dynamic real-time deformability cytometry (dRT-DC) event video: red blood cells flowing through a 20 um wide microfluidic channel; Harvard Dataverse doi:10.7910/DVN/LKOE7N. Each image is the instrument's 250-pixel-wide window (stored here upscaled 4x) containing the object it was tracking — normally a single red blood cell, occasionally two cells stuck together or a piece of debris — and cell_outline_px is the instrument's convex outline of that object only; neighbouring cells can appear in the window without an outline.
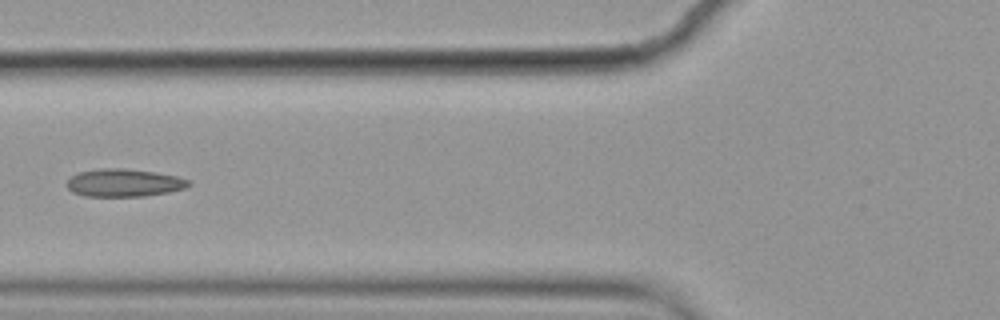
{"species": "common noctule bat (a hibernating species)", "species_latin": "Nyctalus noctula", "temperature_condition": "cold", "stored_images_in_passage": 10, "camera_frame_rate_fps": 3000, "um_per_image_px": 0.085, "animal": {"sex": "female", "body_mass_g": 19.9}, "frame": {"image": 1, "passage_image": 5, "time_ms": 1.333, "image_size_px": [1000, 320], "cell_outline_px": [[192, 184], [184, 188], [168, 192], [144, 196], [84, 196], [72, 192], [64, 184], [72, 176], [80, 172], [100, 168], [124, 168], [156, 172], [176, 176], [188, 180]], "centroid_in_image_um": [10.51, 15.53], "position_along_channel_um": 115.3, "area_um2": 19.71}}
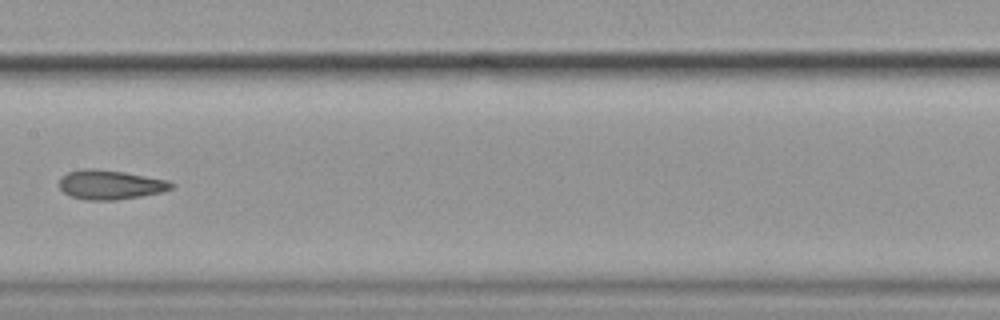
{"frame": {"image": 2, "passage_image": 7, "time_ms": 2.0, "image_size_px": [1000, 320], "cell_outline_px": [[176, 184], [172, 188], [160, 192], [140, 196], [116, 200], [88, 200], [72, 196], [64, 192], [60, 188], [60, 176], [68, 172], [80, 168], [96, 168], [124, 172], [168, 180]], "centroid_in_image_um": [9.36, 15.68], "position_along_channel_um": 198.0, "area_um2": 19.19}}
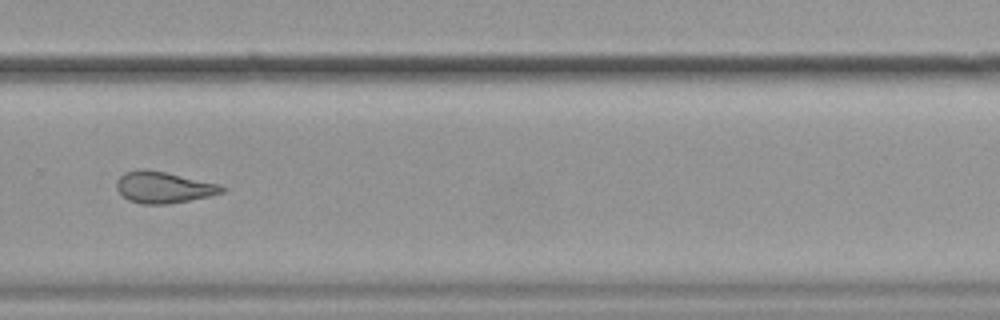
{"frame": {"image": 3, "passage_image": 10, "time_ms": 3.0, "image_size_px": [1000, 320], "cell_outline_px": [[224, 192], [208, 196], [168, 204], [140, 204], [128, 200], [116, 188], [116, 180], [124, 172], [140, 168], [144, 168], [164, 172], [220, 184], [224, 188]], "centroid_in_image_um": [13.85, 15.91], "position_along_channel_um": 315.9, "area_um2": 19.19}}